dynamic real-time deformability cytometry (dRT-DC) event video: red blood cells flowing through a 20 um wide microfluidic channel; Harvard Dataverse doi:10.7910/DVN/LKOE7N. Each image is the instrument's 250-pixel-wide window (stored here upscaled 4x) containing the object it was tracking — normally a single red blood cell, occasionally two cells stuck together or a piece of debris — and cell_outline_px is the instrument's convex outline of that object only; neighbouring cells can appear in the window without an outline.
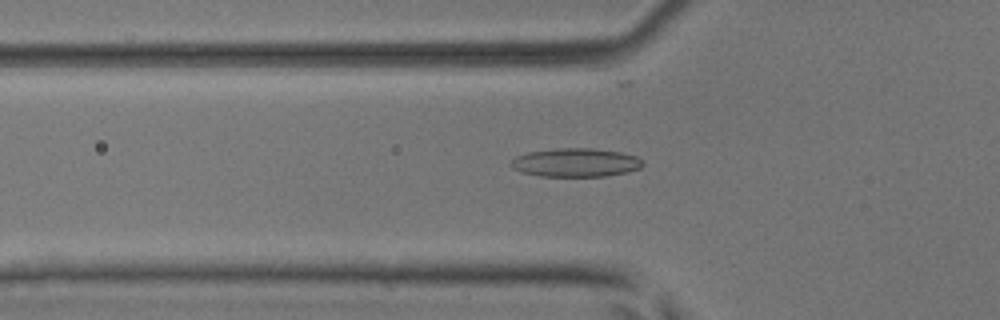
{"species": "common noctule bat (a hibernating species)", "species_latin": "Nyctalus noctula", "temperature_condition": "room temperature", "stored_images_in_passage": 50, "camera_frame_rate_fps": 3000, "um_per_image_px": 0.085, "animal": {"sex": "male", "body_mass_g": 17.9, "forearm_length_mm": 54.2}, "frame": {"image": 1, "passage_image": 17, "time_ms": 5.333, "image_size_px": [1000, 320], "cell_outline_px": [[644, 164], [640, 168], [628, 172], [604, 176], [540, 176], [520, 172], [512, 168], [512, 160], [516, 156], [528, 152], [556, 148], [592, 148], [620, 152], [636, 156], [644, 160]], "centroid_in_image_um": [48.95, 13.81], "position_along_channel_um": 76.8, "area_um2": 22.02}}
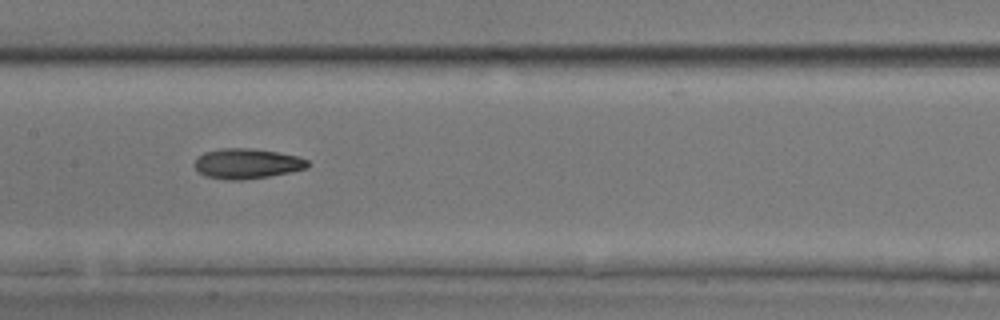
{"frame": {"image": 2, "passage_image": 25, "time_ms": 8.0, "image_size_px": [1000, 320], "cell_outline_px": [[312, 164], [308, 168], [268, 176], [240, 180], [228, 180], [204, 176], [192, 164], [196, 156], [204, 152], [220, 148], [252, 148], [300, 156], [308, 160]], "centroid_in_image_um": [20.98, 13.89], "position_along_channel_um": 186.4, "area_um2": 20.11}}
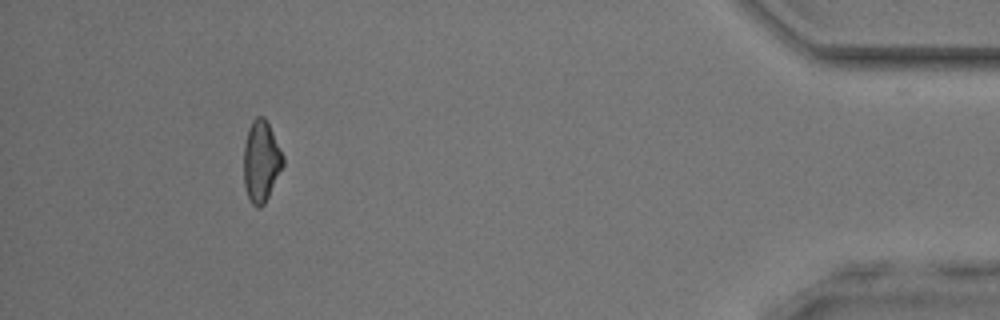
{"frame": {"image": 3, "passage_image": 46, "time_ms": 15.0, "image_size_px": [1000, 320], "cell_outline_px": [[284, 164], [264, 204], [260, 208], [256, 208], [252, 204], [248, 196], [244, 184], [244, 144], [248, 128], [252, 120], [256, 116], [264, 116], [284, 156]], "centroid_in_image_um": [22.19, 13.7], "position_along_channel_um": 413.0, "area_um2": 18.5}, "authors_computed_cell_mechanics": {"area_um2": 19.4208, "velocity_mm_per_s": 4.0977, "shape_relaxation_time_tau1_ms": 6.5869, "shape_relaxation_time_tau2_ms": 2.7382, "deformation_change_tau1": 0.1719, "deformation_change_tau2": 0.1052}}